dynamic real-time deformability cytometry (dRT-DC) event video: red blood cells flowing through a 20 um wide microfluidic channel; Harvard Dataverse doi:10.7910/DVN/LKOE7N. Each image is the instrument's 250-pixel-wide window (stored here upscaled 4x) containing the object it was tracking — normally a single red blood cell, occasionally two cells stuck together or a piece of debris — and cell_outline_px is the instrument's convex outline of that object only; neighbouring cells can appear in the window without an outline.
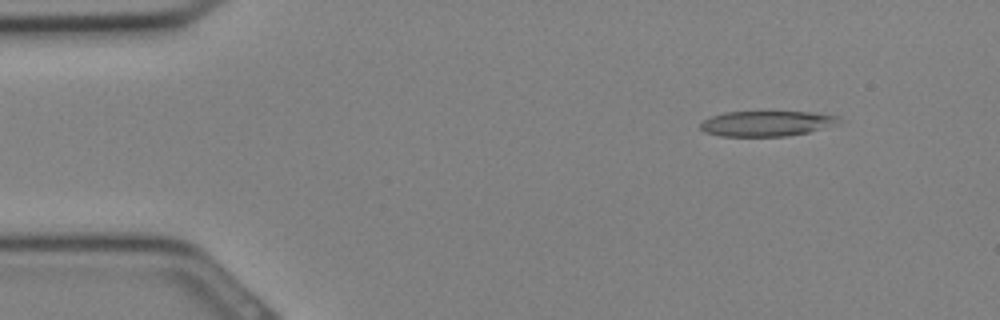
{"species": "Egyptian fruit bat (a non-hibernating species)", "species_latin": "Rousettus aegyptiacus", "temperature_condition": "cold", "stored_images_in_passage": 18, "camera_frame_rate_fps": 3000, "um_per_image_px": 0.085, "animal": {"sex": "female"}, "frame": {"image": 1, "passage_image": 1, "time_ms": 0.0, "image_size_px": [1000, 320], "cell_outline_px": [[840, 116], [836, 124], [808, 132], [788, 136], [720, 136], [704, 132], [700, 128], [700, 124], [704, 120], [712, 116], [724, 112], [808, 112]], "centroid_in_image_um": [65.12, 10.5], "position_along_channel_um": 19.9, "area_um2": 20.23}}
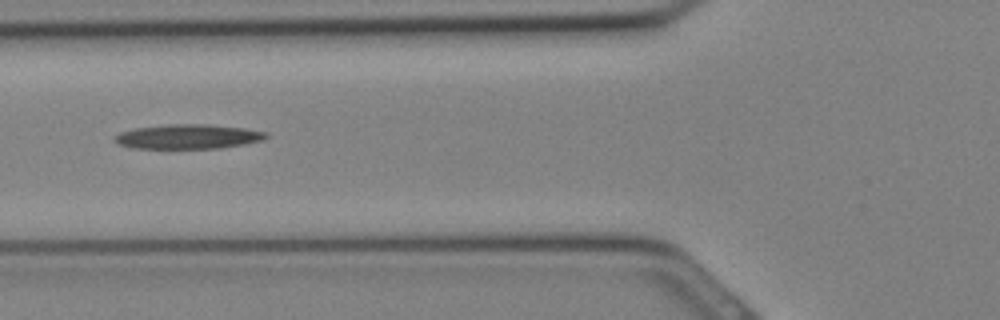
{"frame": {"image": 2, "passage_image": 9, "time_ms": 2.667, "image_size_px": [1000, 320], "cell_outline_px": [[268, 136], [264, 140], [244, 144], [220, 148], [132, 148], [120, 144], [112, 140], [120, 132], [136, 128], [168, 124], [208, 124], [244, 128], [268, 132]], "centroid_in_image_um": [16.02, 11.61], "position_along_channel_um": 109.8, "area_um2": 21.62}}
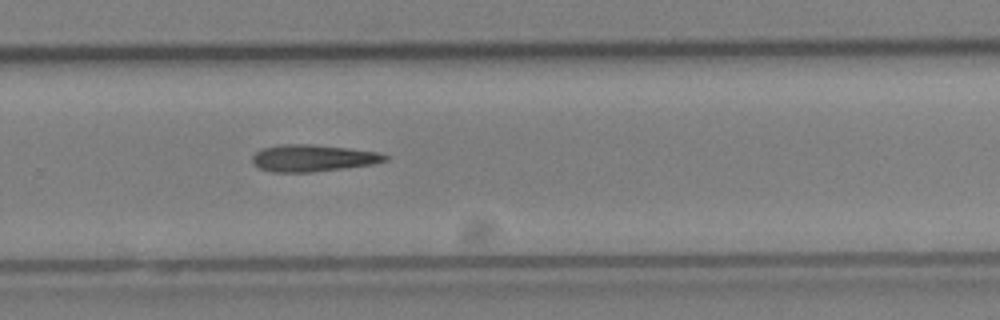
{"frame": {"image": 3, "passage_image": 18, "time_ms": 5.667, "image_size_px": [1000, 320], "cell_outline_px": [[388, 160], [372, 164], [312, 172], [272, 172], [260, 168], [252, 160], [252, 156], [256, 152], [264, 148], [280, 144], [312, 144], [348, 148], [380, 152], [388, 156]], "centroid_in_image_um": [26.61, 13.43], "position_along_channel_um": 303.2, "area_um2": 20.63}}